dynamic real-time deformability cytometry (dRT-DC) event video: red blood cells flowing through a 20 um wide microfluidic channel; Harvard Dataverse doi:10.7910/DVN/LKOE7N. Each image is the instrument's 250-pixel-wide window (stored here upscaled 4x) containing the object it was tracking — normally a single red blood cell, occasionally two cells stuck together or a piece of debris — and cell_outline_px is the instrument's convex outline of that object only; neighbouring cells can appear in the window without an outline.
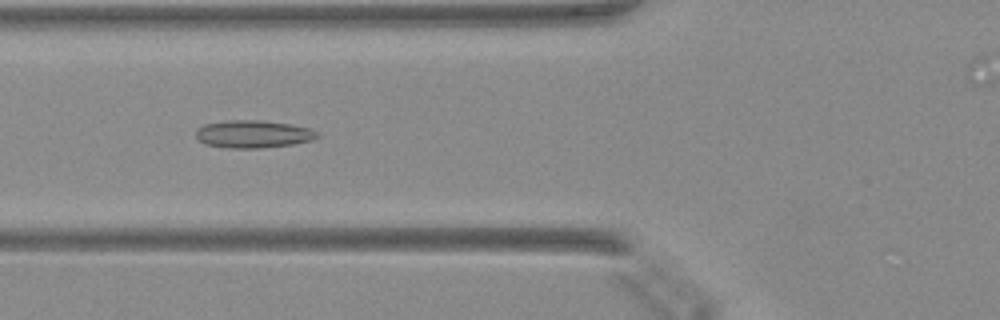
{"species": "Egyptian fruit bat (a non-hibernating species)", "species_latin": "Rousettus aegyptiacus", "temperature_condition": "warm", "stored_images_in_passage": 48, "camera_frame_rate_fps": 3000, "um_per_image_px": 0.085, "animal": {"sex": "female"}, "frame": {"image": 1, "passage_image": 18, "time_ms": 5.667, "image_size_px": [1000, 320], "cell_outline_px": [[320, 136], [312, 140], [292, 144], [260, 148], [228, 148], [204, 144], [196, 136], [196, 128], [204, 124], [224, 120], [260, 120], [288, 124], [308, 128], [316, 132]], "centroid_in_image_um": [21.47, 11.39], "position_along_channel_um": 104.3, "area_um2": 19.48}}
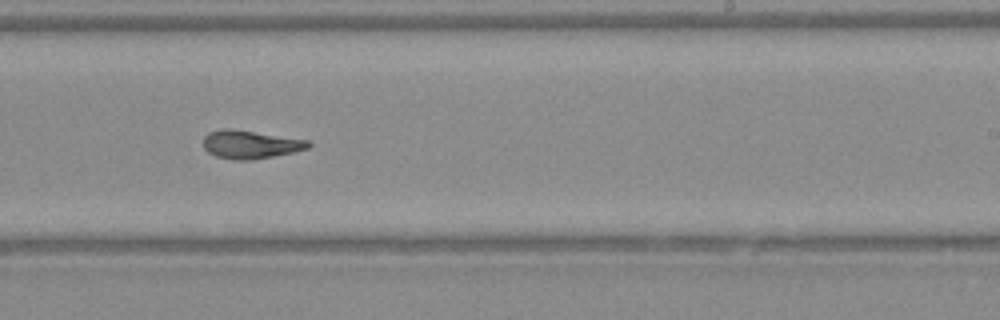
{"frame": {"image": 2, "passage_image": 30, "time_ms": 9.667, "image_size_px": [1000, 320], "cell_outline_px": [[312, 144], [308, 148], [296, 152], [252, 160], [232, 160], [216, 156], [208, 152], [204, 148], [204, 136], [208, 132], [224, 128], [232, 128], [308, 140]], "centroid_in_image_um": [21.28, 12.28], "position_along_channel_um": 267.7, "area_um2": 17.46}}
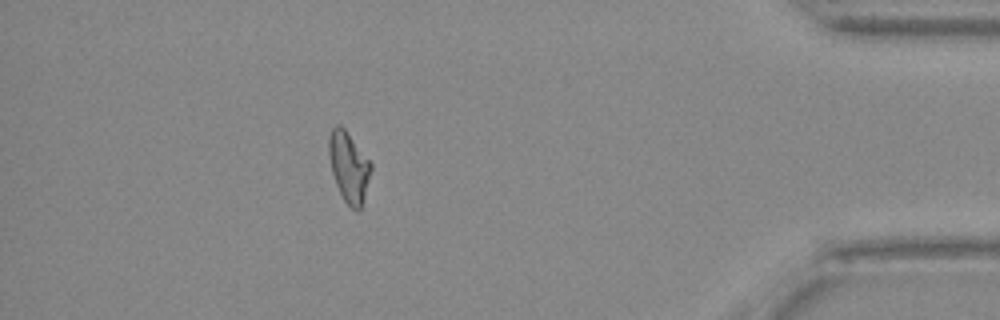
{"frame": {"image": 3, "passage_image": 43, "time_ms": 14.0, "image_size_px": [1000, 320], "cell_outline_px": [[372, 168], [360, 208], [356, 212], [344, 200], [336, 184], [332, 172], [328, 152], [328, 136], [332, 128], [336, 124], [340, 124], [344, 128], [372, 164]], "centroid_in_image_um": [29.62, 14.15], "position_along_channel_um": 405.6, "area_um2": 16.94}}